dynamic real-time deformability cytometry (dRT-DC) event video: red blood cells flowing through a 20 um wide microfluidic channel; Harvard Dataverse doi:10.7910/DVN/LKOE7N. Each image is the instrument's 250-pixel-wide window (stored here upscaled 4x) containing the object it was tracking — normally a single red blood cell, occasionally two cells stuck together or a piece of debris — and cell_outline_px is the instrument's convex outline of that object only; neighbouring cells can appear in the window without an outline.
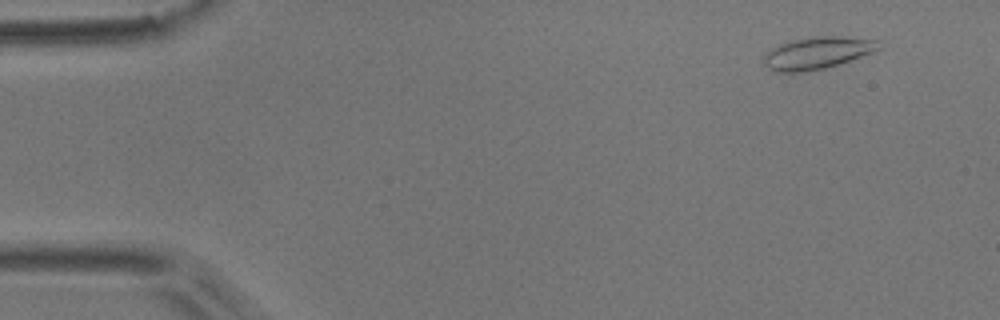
{"species": "common noctule bat (a hibernating species)", "species_latin": "Nyctalus noctula", "temperature_condition": "room temperature", "stored_images_in_passage": 5, "camera_frame_rate_fps": 3000, "um_per_image_px": 0.085, "animal": {"sex": "male", "body_mass_g": 17.9}, "frame": {"image": 1, "passage_image": 2, "time_ms": 0.333, "image_size_px": [1000, 320], "cell_outline_px": [[880, 48], [872, 52], [840, 64], [824, 68], [804, 72], [776, 72], [768, 68], [764, 64], [764, 56], [772, 48], [780, 44], [792, 40], [816, 36], [836, 36], [880, 40]], "centroid_in_image_um": [69.47, 4.5], "position_along_channel_um": 15.5, "area_um2": 21.39}}